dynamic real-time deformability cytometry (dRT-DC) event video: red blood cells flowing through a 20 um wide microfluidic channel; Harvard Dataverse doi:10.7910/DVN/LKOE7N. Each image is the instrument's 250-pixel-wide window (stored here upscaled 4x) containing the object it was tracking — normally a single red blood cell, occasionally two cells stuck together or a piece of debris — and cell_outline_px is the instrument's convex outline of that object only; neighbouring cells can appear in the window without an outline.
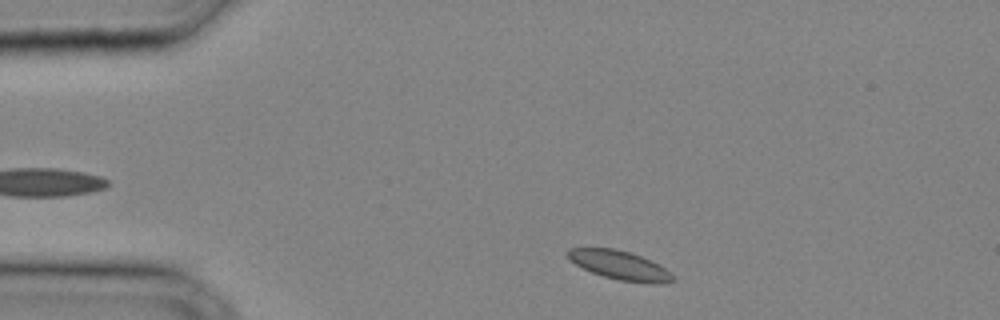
{"species": "common noctule bat (a hibernating species)", "species_latin": "Nyctalus noctula", "temperature_condition": "cold", "stored_images_in_passage": 28, "camera_frame_rate_fps": 3000, "um_per_image_px": 0.085, "animal": {"sex": "male", "body_mass_g": 20.4}, "frame": {"image": 1, "passage_image": 1, "time_ms": 0.0, "image_size_px": [1000, 320], "cell_outline_px": [[676, 280], [664, 284], [652, 284], [620, 280], [604, 276], [592, 272], [568, 260], [568, 248], [612, 248], [628, 252], [640, 256], [664, 268], [676, 276]], "centroid_in_image_um": [52.71, 22.56], "position_along_channel_um": 32.3, "area_um2": 17.51}}
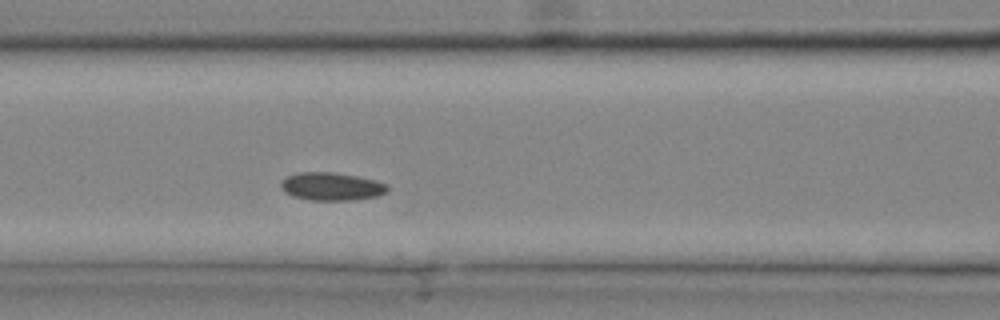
{"frame": {"image": 2, "passage_image": 9, "time_ms": 2.667, "image_size_px": [1000, 320], "cell_outline_px": [[388, 192], [376, 196], [352, 200], [308, 200], [292, 196], [284, 192], [280, 188], [280, 184], [288, 176], [296, 172], [332, 172], [356, 176], [376, 180], [388, 184]], "centroid_in_image_um": [28.17, 15.85], "position_along_channel_um": 138.4, "area_um2": 17.46}}
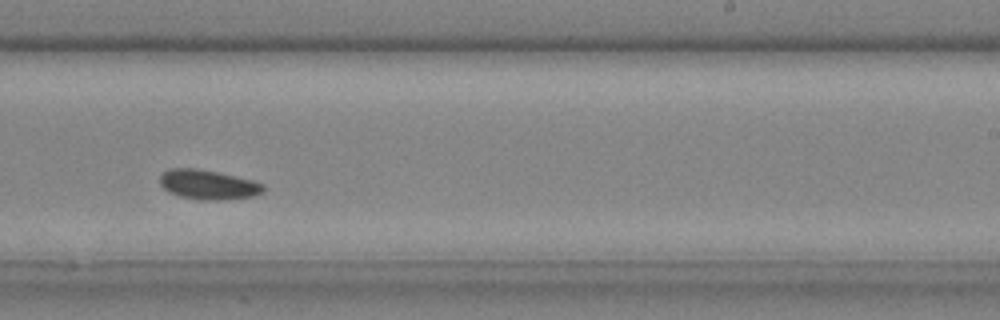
{"frame": {"image": 3, "passage_image": 16, "time_ms": 5.0, "image_size_px": [1000, 320], "cell_outline_px": [[264, 192], [252, 196], [216, 200], [200, 200], [180, 196], [168, 192], [160, 184], [160, 176], [168, 168], [196, 168], [216, 172], [252, 180], [264, 184]], "centroid_in_image_um": [17.67, 15.69], "position_along_channel_um": 271.3, "area_um2": 17.69}}